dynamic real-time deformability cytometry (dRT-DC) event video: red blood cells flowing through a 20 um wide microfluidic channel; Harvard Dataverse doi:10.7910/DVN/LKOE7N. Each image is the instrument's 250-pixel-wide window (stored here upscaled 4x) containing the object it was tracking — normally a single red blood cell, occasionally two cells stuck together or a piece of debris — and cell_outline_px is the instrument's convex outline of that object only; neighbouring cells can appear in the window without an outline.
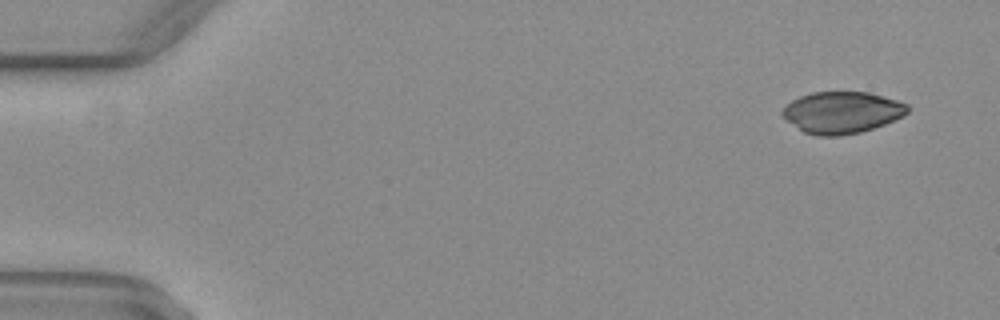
{"species": "common noctule bat (a hibernating species)", "species_latin": "Nyctalus noctula", "temperature_condition": "warm", "stored_images_in_passage": 52, "camera_frame_rate_fps": 3000, "um_per_image_px": 0.085, "animal": {"sex": "female", "body_mass_g": 29.2, "forearm_length_mm": 56.3}, "frame": {"image": 1, "passage_image": 4, "time_ms": 1.0, "image_size_px": [1000, 320], "cell_outline_px": [[912, 108], [904, 116], [884, 124], [860, 132], [840, 136], [816, 136], [804, 132], [788, 120], [780, 112], [792, 100], [800, 96], [812, 92], [868, 92], [896, 100], [908, 104]], "centroid_in_image_um": [71.6, 9.55], "position_along_channel_um": 13.4, "area_um2": 30.29}}
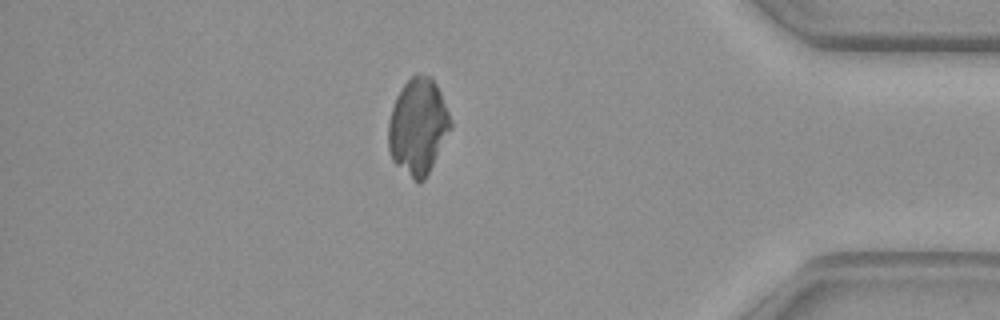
{"frame": {"image": 2, "passage_image": 45, "time_ms": 14.667, "image_size_px": [1000, 320], "cell_outline_px": [[452, 128], [424, 180], [412, 180], [392, 160], [388, 148], [388, 120], [396, 96], [404, 84], [416, 72], [432, 76], [440, 92], [448, 112], [452, 124]], "centroid_in_image_um": [35.52, 10.73], "position_along_channel_um": 399.7, "area_um2": 34.85}}
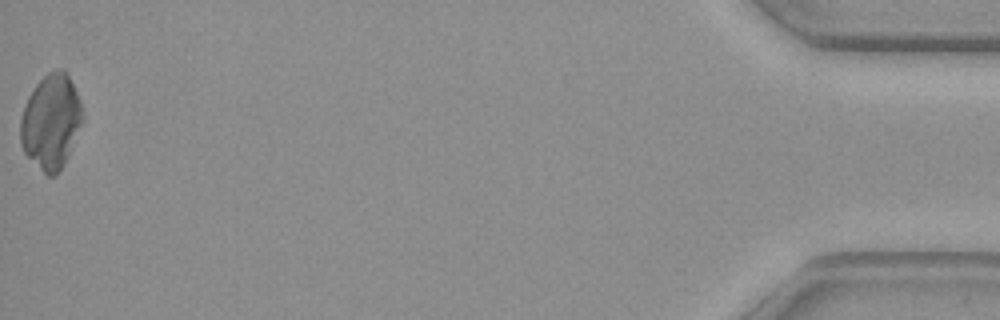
{"frame": {"image": 3, "passage_image": 52, "time_ms": 17.0, "image_size_px": [1000, 320], "cell_outline_px": [[84, 120], [68, 156], [64, 164], [56, 176], [48, 176], [24, 152], [20, 144], [20, 120], [28, 96], [36, 84], [48, 72], [56, 68], [64, 68], [80, 100], [84, 116]], "centroid_in_image_um": [4.35, 10.33], "position_along_channel_um": 430.9, "area_um2": 34.28}}